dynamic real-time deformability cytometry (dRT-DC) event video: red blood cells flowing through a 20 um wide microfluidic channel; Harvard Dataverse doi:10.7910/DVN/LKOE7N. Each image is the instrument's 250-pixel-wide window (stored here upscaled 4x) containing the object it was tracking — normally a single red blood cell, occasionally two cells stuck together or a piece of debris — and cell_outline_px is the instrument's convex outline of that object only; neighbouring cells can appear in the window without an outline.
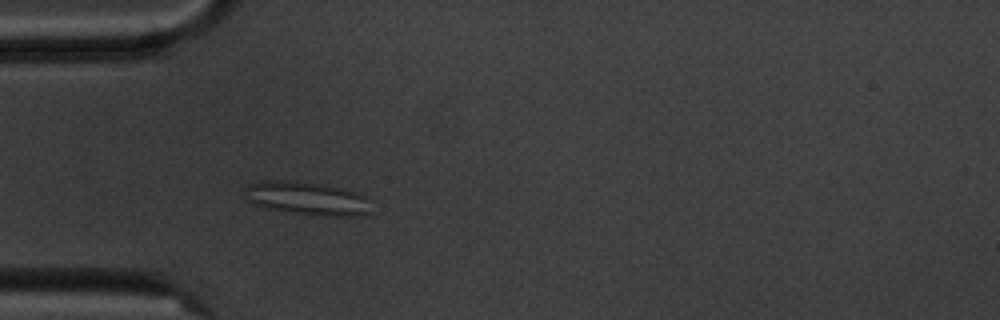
{"species": "common noctule bat (a hibernating species)", "species_latin": "Nyctalus noctula", "temperature_condition": "cold", "stored_images_in_passage": 5, "camera_frame_rate_fps": 3000, "um_per_image_px": 0.085, "animal": {"sex": "male", "body_mass_g": 20.1, "forearm_length_mm": 53.5}, "frame": {"image": 1, "passage_image": 5, "time_ms": 4.667, "image_size_px": [1000, 320], "cell_outline_px": [[372, 212], [352, 216], [332, 216], [296, 212], [268, 208], [256, 204], [248, 200], [244, 196], [244, 188], [248, 184], [260, 180], [280, 180], [316, 184], [340, 188], [364, 196], [368, 200]], "centroid_in_image_um": [26.05, 16.85], "position_along_channel_um": 58.9, "area_um2": 23.81}}